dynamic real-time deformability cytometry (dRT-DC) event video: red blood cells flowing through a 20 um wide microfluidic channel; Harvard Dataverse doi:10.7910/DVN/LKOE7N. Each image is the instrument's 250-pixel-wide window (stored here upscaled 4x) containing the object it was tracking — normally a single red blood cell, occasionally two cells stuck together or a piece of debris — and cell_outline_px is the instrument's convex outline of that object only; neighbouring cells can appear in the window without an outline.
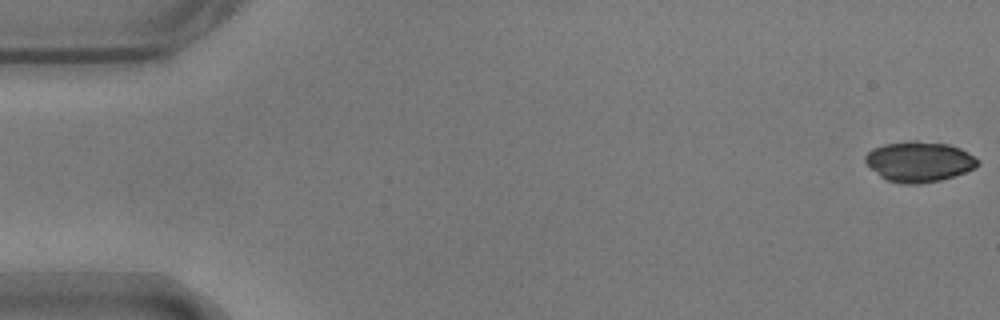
{"species": "common noctule bat (a hibernating species)", "species_latin": "Nyctalus noctula", "temperature_condition": "warm", "stored_images_in_passage": 30, "camera_frame_rate_fps": 3000, "um_per_image_px": 0.085, "animal": {"sex": "male", "body_mass_g": 17.9}, "frame": {"image": 1, "passage_image": 1, "time_ms": 0.0, "image_size_px": [1000, 320], "cell_outline_px": [[980, 164], [976, 168], [940, 180], [920, 184], [904, 184], [888, 180], [880, 176], [864, 160], [864, 156], [872, 148], [884, 144], [908, 140], [916, 140], [948, 144], [960, 148], [976, 156], [980, 160]], "centroid_in_image_um": [78.15, 13.72], "position_along_channel_um": 6.8, "area_um2": 26.59}}
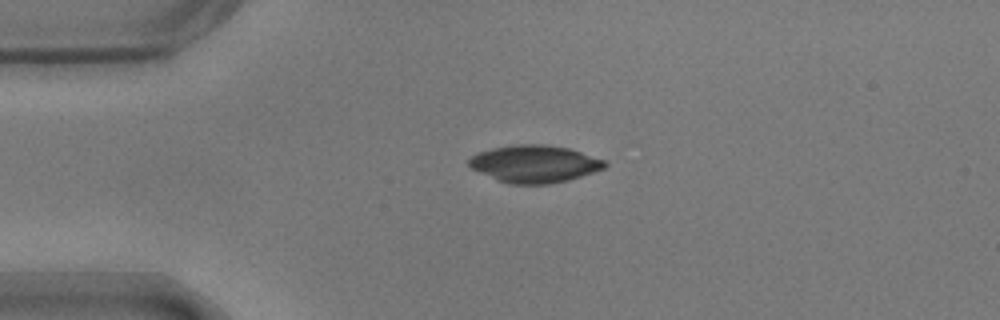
{"frame": {"image": 2, "passage_image": 13, "time_ms": 4.0, "image_size_px": [1000, 320], "cell_outline_px": [[608, 164], [604, 168], [568, 180], [548, 184], [508, 184], [496, 180], [472, 168], [468, 164], [468, 160], [472, 156], [480, 152], [492, 148], [520, 144], [544, 144], [568, 148], [604, 160]], "centroid_in_image_um": [45.42, 13.93], "position_along_channel_um": 39.6, "area_um2": 29.25}}